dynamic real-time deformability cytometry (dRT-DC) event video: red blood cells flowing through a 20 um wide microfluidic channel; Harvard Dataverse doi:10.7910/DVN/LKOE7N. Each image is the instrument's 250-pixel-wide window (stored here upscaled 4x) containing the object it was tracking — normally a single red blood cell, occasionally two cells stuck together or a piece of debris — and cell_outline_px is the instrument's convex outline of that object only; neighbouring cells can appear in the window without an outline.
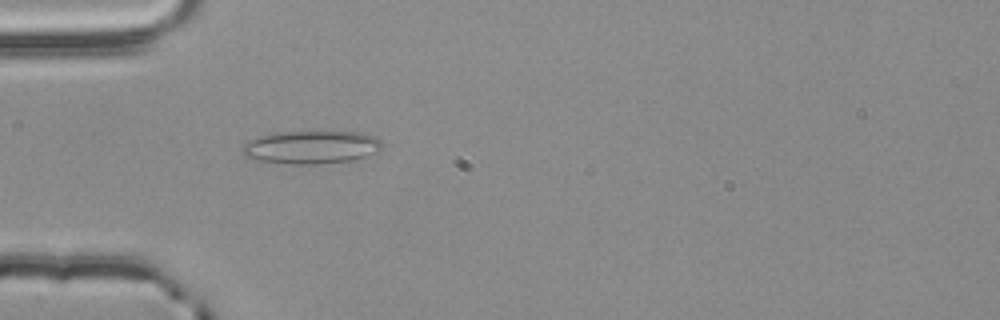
{"species": "common noctule bat (a hibernating species)", "species_latin": "Nyctalus noctula", "temperature_condition": "room temperature", "stored_images_in_passage": 1, "camera_frame_rate_fps": 3000, "um_per_image_px": 0.085, "animal": {"sex": "male", "body_mass_g": 20.4}, "frame": {"image": 1, "passage_image": 1, "time_ms": 0.0, "image_size_px": [1000, 320], "cell_outline_px": [[380, 148], [364, 156], [352, 160], [320, 164], [288, 164], [256, 160], [244, 156], [244, 144], [248, 140], [260, 136], [276, 132], [360, 132], [376, 136], [380, 140]], "centroid_in_image_um": [26.41, 12.51], "position_along_channel_um": 58.6, "area_um2": 26.65}}